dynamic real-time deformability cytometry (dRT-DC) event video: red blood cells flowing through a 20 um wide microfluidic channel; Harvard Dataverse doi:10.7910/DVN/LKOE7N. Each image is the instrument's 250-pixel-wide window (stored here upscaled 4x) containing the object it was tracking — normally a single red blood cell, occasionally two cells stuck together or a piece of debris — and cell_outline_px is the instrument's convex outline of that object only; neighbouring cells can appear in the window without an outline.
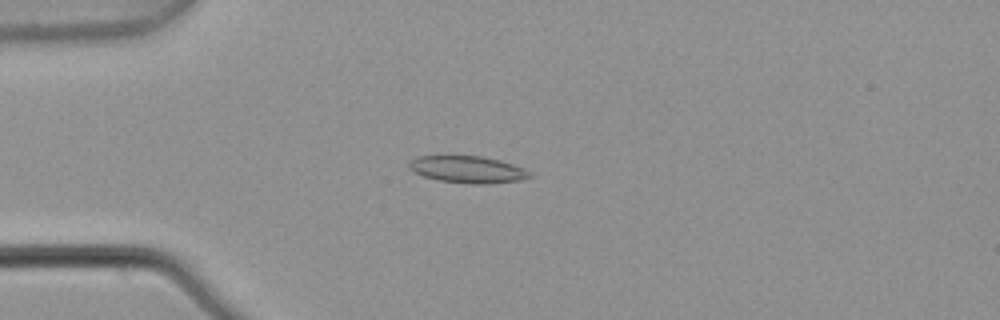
{"species": "common noctule bat (a hibernating species)", "species_latin": "Nyctalus noctula", "temperature_condition": "warm", "stored_images_in_passage": 5, "camera_frame_rate_fps": 3000, "um_per_image_px": 0.085, "animal": {"sex": "male", "body_mass_g": 21.5, "forearm_length_mm": 52.0}, "frame": {"image": 1, "passage_image": 4, "time_ms": 1.0, "image_size_px": [1000, 320], "cell_outline_px": [[532, 176], [520, 180], [488, 184], [472, 184], [440, 180], [424, 176], [412, 172], [408, 168], [408, 164], [416, 156], [480, 156], [500, 160], [524, 168]], "centroid_in_image_um": [39.72, 14.4], "position_along_channel_um": 45.3, "area_um2": 18.84}}
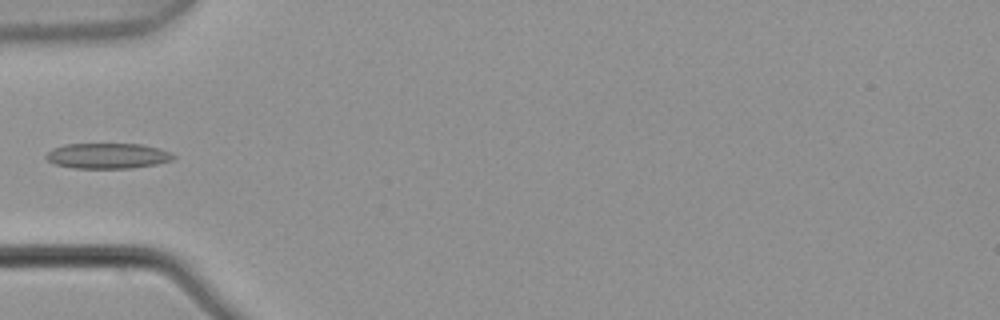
{"frame": {"image": 2, "passage_image": 5, "time_ms": 1.333, "image_size_px": [1000, 320], "cell_outline_px": [[176, 156], [172, 160], [156, 164], [132, 168], [72, 168], [56, 164], [48, 160], [44, 156], [52, 148], [64, 144], [140, 144], [172, 152]], "centroid_in_image_um": [9.14, 13.24], "position_along_channel_um": 75.9, "area_um2": 18.84}}